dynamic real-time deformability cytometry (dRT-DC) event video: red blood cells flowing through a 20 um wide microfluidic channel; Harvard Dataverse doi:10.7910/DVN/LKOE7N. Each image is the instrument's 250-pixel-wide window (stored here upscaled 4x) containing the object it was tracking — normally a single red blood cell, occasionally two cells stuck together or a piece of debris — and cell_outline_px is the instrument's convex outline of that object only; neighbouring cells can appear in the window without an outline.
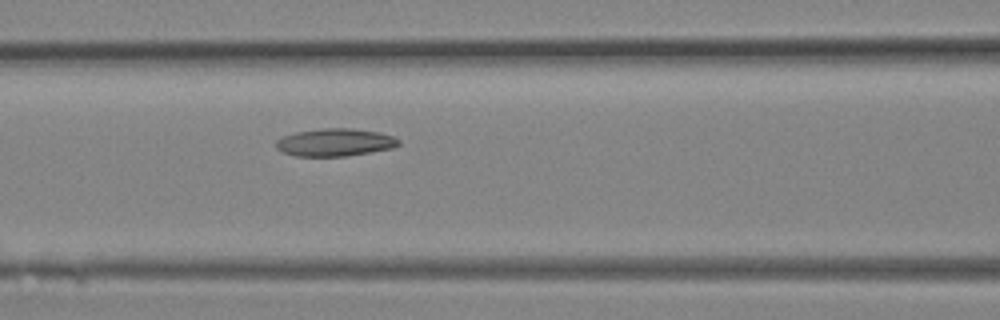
{"species": "Egyptian fruit bat (a non-hibernating species)", "species_latin": "Rousettus aegyptiacus", "temperature_condition": "room temperature", "stored_images_in_passage": 13, "camera_frame_rate_fps": 3000, "um_per_image_px": 0.085, "animal": {"sex": "female"}, "frame": {"image": 1, "passage_image": 13, "time_ms": 4.0, "image_size_px": [1000, 320], "cell_outline_px": [[400, 144], [392, 148], [348, 156], [296, 156], [284, 152], [276, 148], [276, 140], [284, 136], [296, 132], [324, 128], [352, 128], [380, 132], [392, 136], [400, 140]], "centroid_in_image_um": [28.49, 12.1], "position_along_channel_um": 138.1, "area_um2": 19.71}}